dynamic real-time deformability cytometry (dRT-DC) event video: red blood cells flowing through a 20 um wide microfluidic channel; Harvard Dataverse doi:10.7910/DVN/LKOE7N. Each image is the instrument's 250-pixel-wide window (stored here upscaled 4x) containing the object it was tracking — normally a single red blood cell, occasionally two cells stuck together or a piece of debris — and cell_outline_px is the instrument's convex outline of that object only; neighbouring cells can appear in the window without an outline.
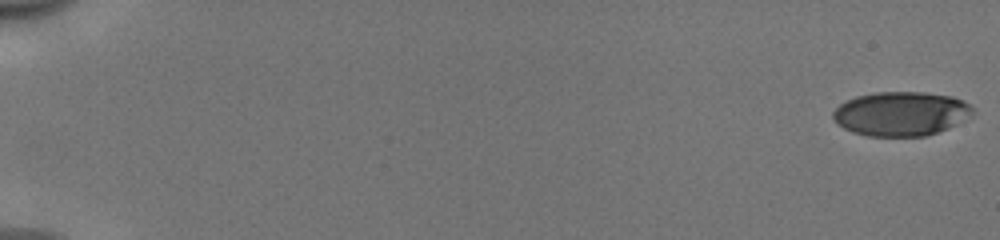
{"species": "human", "species_latin": "Homo sapiens", "temperature_condition": "cold", "stored_images_in_passage": 54, "camera_frame_rate_fps": 3000, "um_per_image_px": 0.085, "donor": {"sex": "male"}, "frame": {"image": 1, "passage_image": 1, "time_ms": 0.0, "image_size_px": [1000, 240], "cell_outline_px": [[972, 112], [956, 124], [948, 128], [924, 136], [868, 136], [852, 132], [844, 128], [832, 116], [832, 112], [840, 104], [856, 96], [876, 92], [924, 92], [952, 96], [968, 104], [972, 108]], "centroid_in_image_um": [76.54, 9.66], "position_along_channel_um": 8.5, "area_um2": 35.49}}
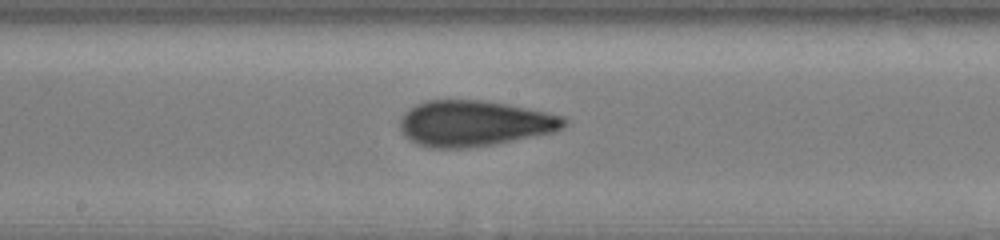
{"frame": {"image": 2, "passage_image": 31, "time_ms": 10.0, "image_size_px": [1000, 240], "cell_outline_px": [[568, 124], [556, 132], [492, 144], [464, 148], [428, 148], [416, 144], [404, 136], [400, 128], [400, 120], [404, 112], [416, 104], [428, 100], [480, 100], [504, 104], [564, 116], [568, 120]], "centroid_in_image_um": [40.29, 10.5], "position_along_channel_um": 207.9, "area_um2": 43.64}}
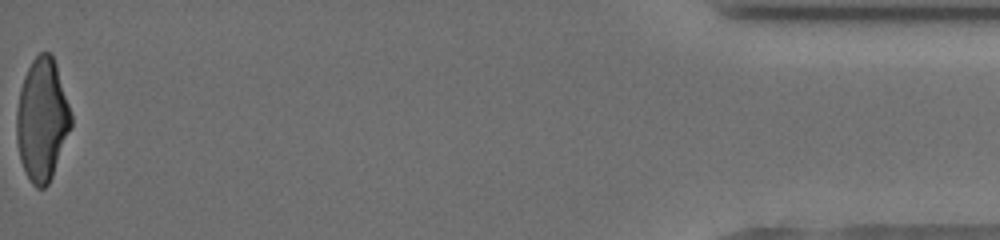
{"frame": {"image": 3, "passage_image": 54, "time_ms": 17.667, "image_size_px": [1000, 240], "cell_outline_px": [[72, 128], [52, 176], [48, 184], [44, 188], [36, 188], [32, 184], [20, 160], [16, 140], [16, 112], [20, 88], [24, 76], [32, 60], [40, 52], [48, 52], [52, 56], [56, 64], [72, 116]], "centroid_in_image_um": [3.57, 10.19], "position_along_channel_um": 431.6, "area_um2": 38.9}, "authors_computed_cell_mechanics": {"area_um2": 40.3444, "velocity_mm_per_s": 3.9894, "shape_relaxation_time_tau1_ms": 4.4031, "shape_relaxation_time_tau2_ms": 1.3217, "deformation_change_tau1": 0.184, "deformation_change_tau2": 0.0936}}